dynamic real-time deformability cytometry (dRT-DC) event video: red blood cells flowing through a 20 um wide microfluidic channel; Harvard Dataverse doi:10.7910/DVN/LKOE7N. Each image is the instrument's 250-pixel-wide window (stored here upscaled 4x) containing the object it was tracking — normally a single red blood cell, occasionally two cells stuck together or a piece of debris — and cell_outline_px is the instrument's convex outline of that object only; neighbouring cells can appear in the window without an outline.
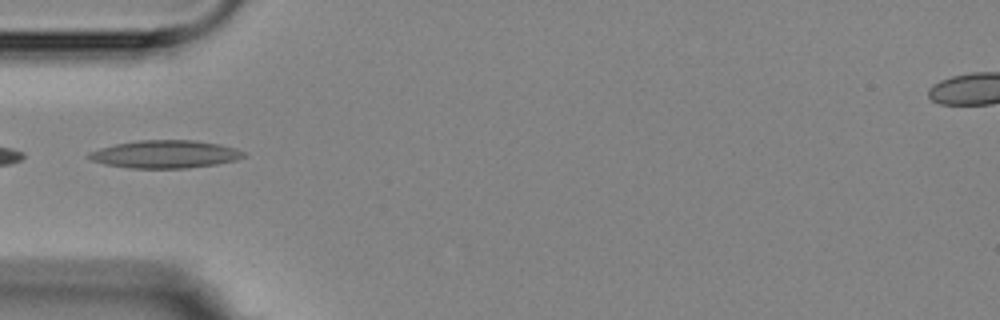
{"species": "Egyptian fruit bat (a non-hibernating species)", "species_latin": "Rousettus aegyptiacus", "temperature_condition": "room temperature", "stored_images_in_passage": 12, "camera_frame_rate_fps": 3000, "um_per_image_px": 0.085, "animal": {"sex": "female"}, "frame": {"image": 1, "passage_image": 1, "time_ms": 0.0, "image_size_px": [1000, 320], "cell_outline_px": [[248, 156], [236, 160], [216, 164], [188, 168], [132, 168], [104, 164], [88, 160], [84, 156], [88, 152], [100, 148], [116, 144], [140, 140], [196, 140], [220, 144], [236, 148], [244, 152]], "centroid_in_image_um": [14.02, 13.11], "position_along_channel_um": 71.0, "area_um2": 25.32}}
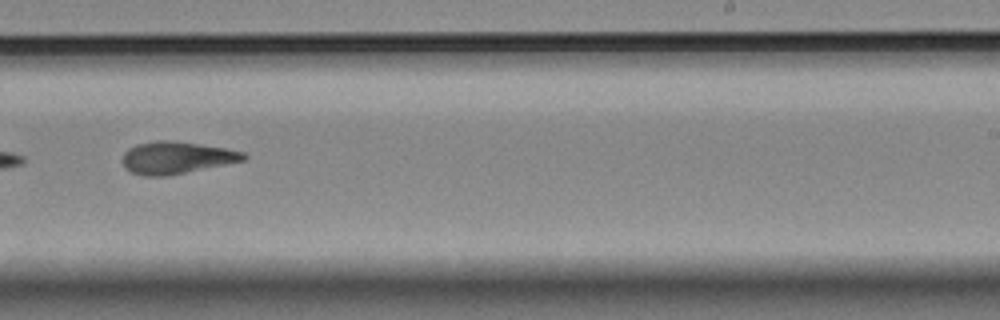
{"frame": {"image": 2, "passage_image": 6, "time_ms": 5.667, "image_size_px": [1000, 320], "cell_outline_px": [[248, 156], [244, 160], [168, 176], [144, 176], [132, 172], [124, 168], [124, 152], [128, 148], [136, 144], [156, 140], [172, 140], [200, 144], [224, 148], [244, 152]], "centroid_in_image_um": [14.98, 13.4], "position_along_channel_um": 274.0, "area_um2": 22.6}}
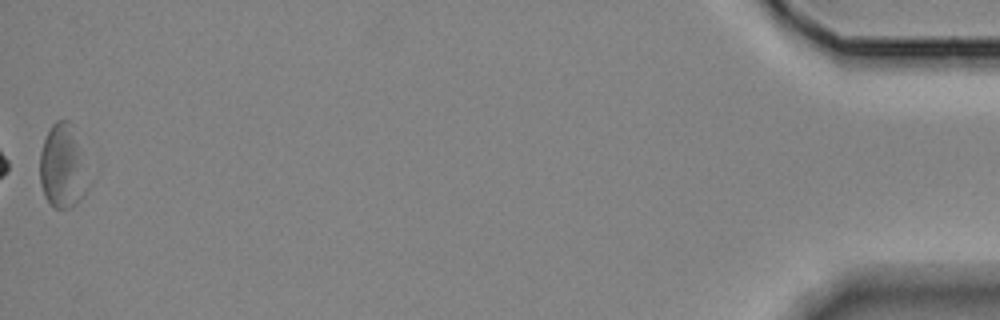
{"frame": {"image": 3, "passage_image": 12, "time_ms": 12.667, "image_size_px": [1000, 320], "cell_outline_px": [[88, 188], [84, 196], [76, 204], [68, 208], [56, 208], [44, 196], [40, 184], [40, 152], [44, 140], [52, 124], [56, 120], [68, 120], [80, 148], [88, 184]], "centroid_in_image_um": [5.3, 14.19], "position_along_channel_um": 429.9, "area_um2": 23.06}}